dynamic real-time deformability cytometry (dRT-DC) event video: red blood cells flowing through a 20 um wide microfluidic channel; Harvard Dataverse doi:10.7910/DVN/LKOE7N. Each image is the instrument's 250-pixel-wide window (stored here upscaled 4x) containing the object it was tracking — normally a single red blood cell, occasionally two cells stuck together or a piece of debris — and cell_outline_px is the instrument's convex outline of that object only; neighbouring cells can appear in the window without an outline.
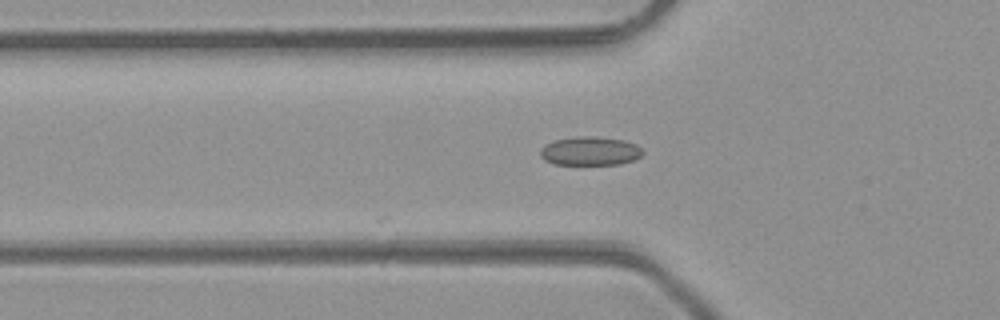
{"species": "common noctule bat (a hibernating species)", "species_latin": "Nyctalus noctula", "temperature_condition": "room temperature", "stored_images_in_passage": 10, "camera_frame_rate_fps": 3000, "um_per_image_px": 0.085, "animal": {"sex": "male", "body_mass_g": 23.1, "forearm_length_mm": 52.7}, "frame": {"image": 1, "passage_image": 2, "time_ms": 0.333, "image_size_px": [1000, 320], "cell_outline_px": [[644, 152], [640, 156], [632, 160], [620, 164], [552, 164], [544, 160], [540, 156], [540, 148], [544, 144], [556, 140], [580, 136], [596, 136], [624, 140], [636, 144]], "centroid_in_image_um": [50.13, 12.83], "position_along_channel_um": 75.7, "area_um2": 17.17}}
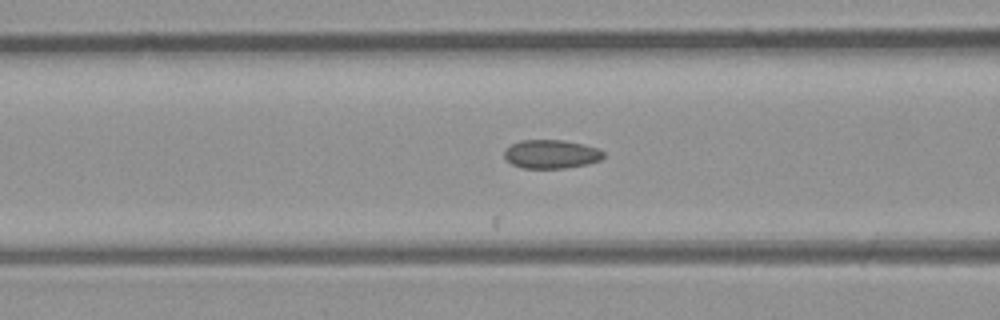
{"frame": {"image": 2, "passage_image": 5, "time_ms": 1.333, "image_size_px": [1000, 320], "cell_outline_px": [[604, 156], [600, 160], [588, 164], [564, 168], [524, 168], [512, 164], [504, 156], [504, 152], [512, 144], [520, 140], [564, 140], [596, 148], [604, 152]], "centroid_in_image_um": [46.85, 13.1], "position_along_channel_um": 119.7, "area_um2": 16.36}}